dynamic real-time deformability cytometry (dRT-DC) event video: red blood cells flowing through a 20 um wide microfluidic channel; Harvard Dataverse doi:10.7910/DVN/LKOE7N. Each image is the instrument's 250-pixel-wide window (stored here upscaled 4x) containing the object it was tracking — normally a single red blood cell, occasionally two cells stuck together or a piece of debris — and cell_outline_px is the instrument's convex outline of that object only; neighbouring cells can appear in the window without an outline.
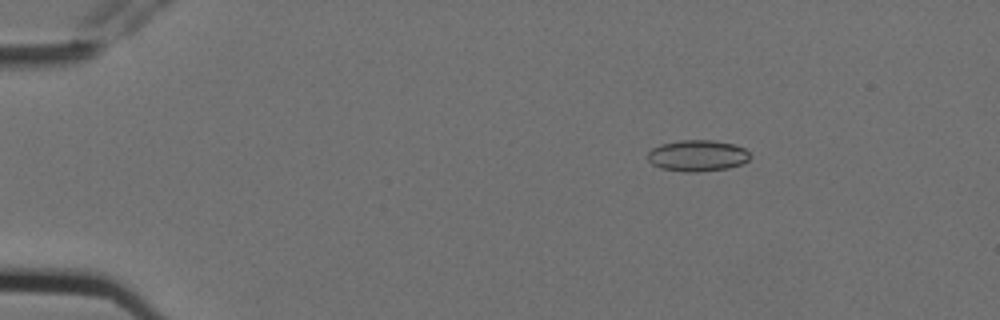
{"species": "Egyptian fruit bat (a non-hibernating species)", "species_latin": "Rousettus aegyptiacus", "temperature_condition": "cold", "stored_images_in_passage": 7, "camera_frame_rate_fps": 3000, "um_per_image_px": 0.085, "animal": {"sex": "female"}, "frame": {"image": 1, "passage_image": 2, "time_ms": 0.333, "image_size_px": [1000, 320], "cell_outline_px": [[748, 160], [740, 164], [728, 168], [696, 172], [684, 172], [660, 168], [652, 164], [648, 160], [648, 152], [652, 148], [660, 144], [680, 140], [712, 140], [736, 144], [744, 148], [748, 152]], "centroid_in_image_um": [59.25, 13.22], "position_along_channel_um": 25.7, "area_um2": 18.67}}
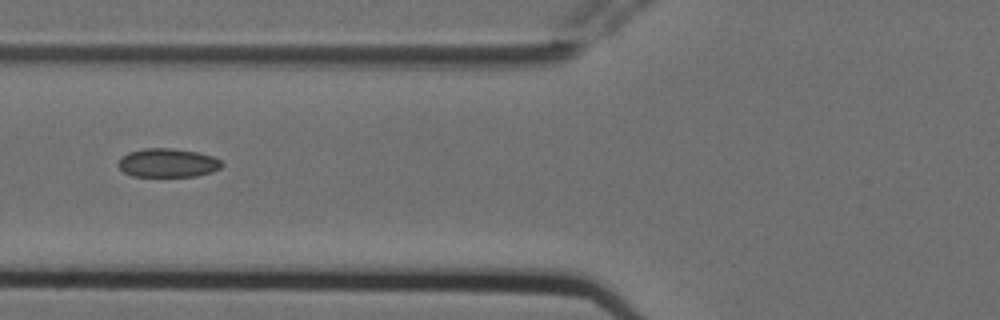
{"frame": {"image": 2, "passage_image": 6, "time_ms": 1.667, "image_size_px": [1000, 320], "cell_outline_px": [[224, 164], [220, 168], [212, 172], [196, 176], [132, 176], [124, 172], [116, 164], [120, 156], [128, 152], [144, 148], [172, 148], [196, 152], [212, 156], [220, 160]], "centroid_in_image_um": [14.22, 13.84], "position_along_channel_um": 111.6, "area_um2": 17.46}}
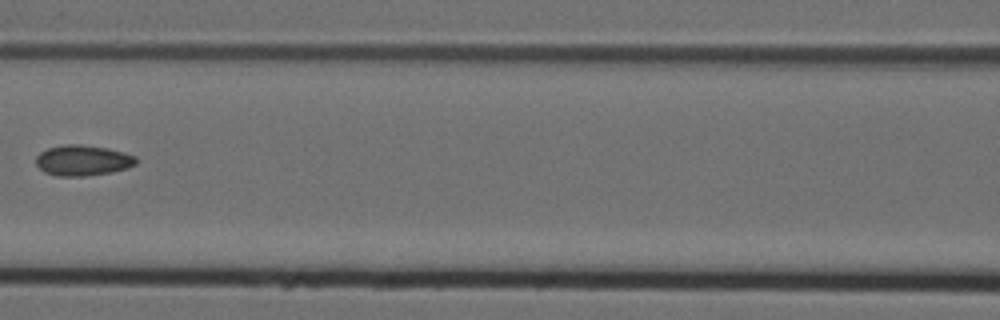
{"frame": {"image": 3, "passage_image": 7, "time_ms": 2.0, "image_size_px": [1000, 320], "cell_outline_px": [[136, 164], [128, 168], [108, 172], [84, 176], [56, 176], [44, 172], [36, 164], [36, 156], [40, 152], [48, 148], [64, 144], [80, 144], [108, 148], [124, 152], [136, 156]], "centroid_in_image_um": [7.02, 13.62], "position_along_channel_um": 159.6, "area_um2": 17.86}}